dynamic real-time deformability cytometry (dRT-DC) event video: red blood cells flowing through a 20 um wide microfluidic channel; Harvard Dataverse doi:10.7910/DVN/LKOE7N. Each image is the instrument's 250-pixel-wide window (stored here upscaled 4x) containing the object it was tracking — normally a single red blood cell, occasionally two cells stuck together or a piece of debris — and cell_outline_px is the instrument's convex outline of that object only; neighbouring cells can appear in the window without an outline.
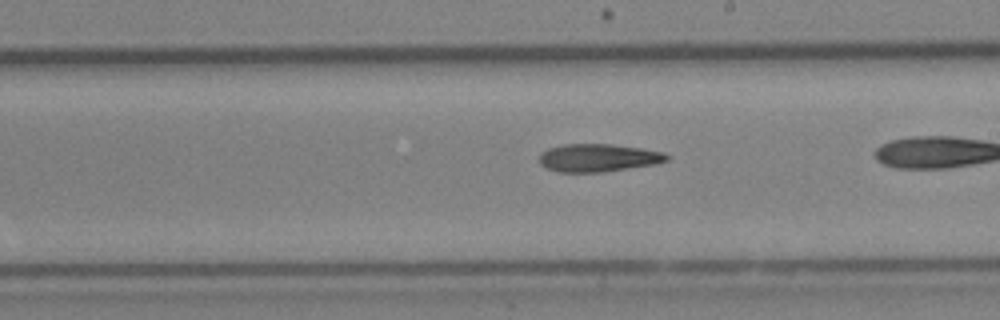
{"species": "Egyptian fruit bat (a non-hibernating species)", "species_latin": "Rousettus aegyptiacus", "temperature_condition": "cold", "stored_images_in_passage": 35, "camera_frame_rate_fps": 3000, "um_per_image_px": 0.085, "animal": {"sex": "female"}, "frame": {"image": 1, "passage_image": 25, "time_ms": 8.0, "image_size_px": [1000, 320], "cell_outline_px": [[672, 156], [668, 160], [656, 164], [600, 172], [560, 172], [548, 168], [540, 164], [540, 152], [548, 148], [564, 144], [612, 144], [640, 148], [664, 152]], "centroid_in_image_um": [50.87, 13.4], "position_along_channel_um": 238.1, "area_um2": 20.69}}